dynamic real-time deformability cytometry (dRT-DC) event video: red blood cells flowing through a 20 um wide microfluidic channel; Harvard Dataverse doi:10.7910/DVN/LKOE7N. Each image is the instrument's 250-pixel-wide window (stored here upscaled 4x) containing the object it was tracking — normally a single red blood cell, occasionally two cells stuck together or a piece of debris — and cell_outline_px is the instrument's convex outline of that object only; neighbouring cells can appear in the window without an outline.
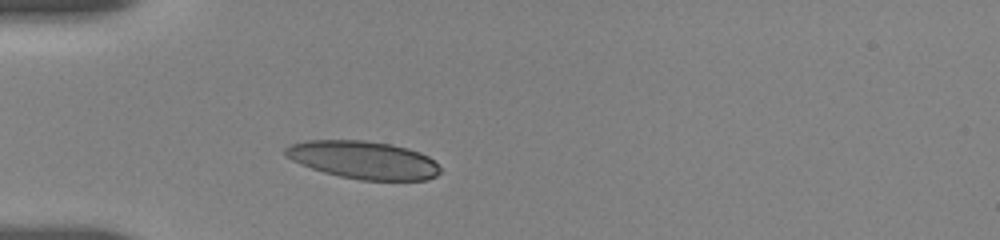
{"species": "human", "species_latin": "Homo sapiens", "temperature_condition": "room temperature", "stored_images_in_passage": 2, "camera_frame_rate_fps": 3000, "um_per_image_px": 0.085, "donor": {"sex": "female"}, "frame": {"image": 1, "passage_image": 2, "time_ms": 1.0, "image_size_px": [1000, 240], "cell_outline_px": [[440, 172], [436, 176], [428, 180], [360, 180], [340, 176], [324, 172], [300, 164], [284, 156], [284, 148], [292, 144], [308, 140], [364, 140], [392, 144], [408, 148], [420, 152], [428, 156], [440, 168]], "centroid_in_image_um": [30.88, 13.59], "position_along_channel_um": 54.1, "area_um2": 34.16}}